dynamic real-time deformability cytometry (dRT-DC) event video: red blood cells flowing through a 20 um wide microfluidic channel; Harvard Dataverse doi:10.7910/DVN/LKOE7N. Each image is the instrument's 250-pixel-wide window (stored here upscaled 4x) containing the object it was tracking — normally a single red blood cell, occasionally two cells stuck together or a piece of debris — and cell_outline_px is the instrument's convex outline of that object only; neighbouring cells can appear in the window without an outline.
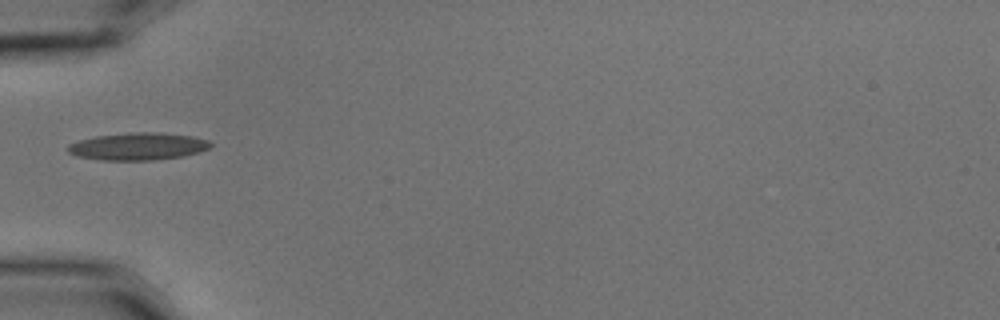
{"species": "common noctule bat (a hibernating species)", "species_latin": "Nyctalus noctula", "temperature_condition": "cold", "stored_images_in_passage": 5, "camera_frame_rate_fps": 3000, "um_per_image_px": 0.085, "animal": {"sex": "male", "body_mass_g": 15.6}, "frame": {"image": 1, "passage_image": 1, "time_ms": 0.0, "image_size_px": [1000, 320], "cell_outline_px": [[212, 144], [208, 148], [200, 152], [184, 156], [152, 160], [100, 160], [76, 156], [68, 152], [68, 144], [80, 140], [96, 136], [136, 132], [160, 132], [192, 136], [208, 140]], "centroid_in_image_um": [11.74, 12.44], "position_along_channel_um": 73.3, "area_um2": 22.72}}
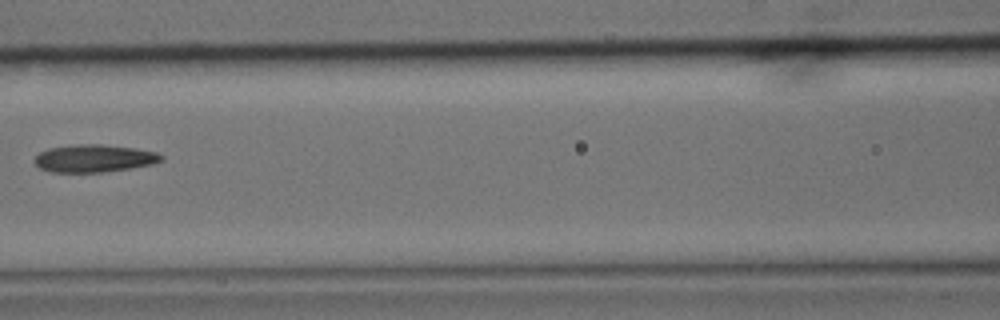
{"frame": {"image": 2, "passage_image": 3, "time_ms": 0.667, "image_size_px": [1000, 320], "cell_outline_px": [[164, 160], [152, 164], [132, 168], [100, 172], [52, 172], [40, 168], [32, 160], [40, 152], [48, 148], [76, 144], [100, 144], [136, 148], [156, 152], [164, 156]], "centroid_in_image_um": [8.01, 13.45], "position_along_channel_um": 158.6, "area_um2": 20.46}}
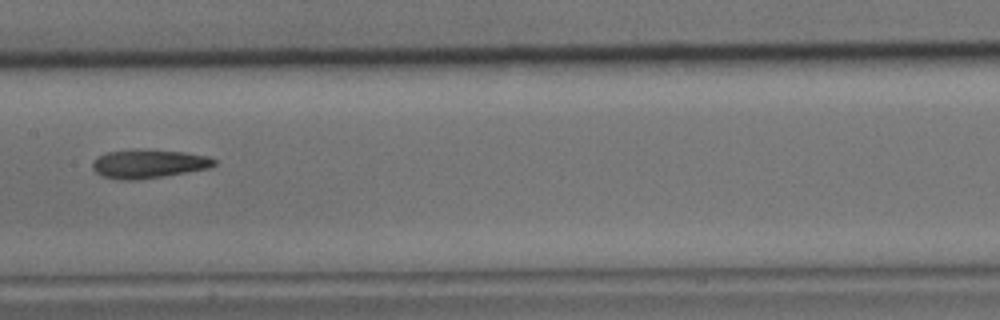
{"frame": {"image": 3, "passage_image": 4, "time_ms": 1.0, "image_size_px": [1000, 320], "cell_outline_px": [[216, 164], [208, 168], [136, 180], [124, 180], [104, 176], [96, 172], [92, 168], [92, 164], [96, 156], [108, 152], [136, 148], [184, 152], [208, 156], [216, 160]], "centroid_in_image_um": [12.6, 13.9], "position_along_channel_um": 194.8, "area_um2": 20.23}}